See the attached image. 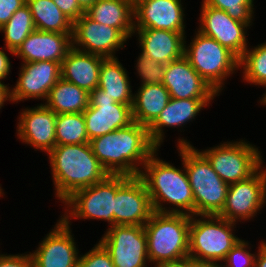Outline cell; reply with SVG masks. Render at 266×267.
Masks as SVG:
<instances>
[{
    "label": "cell",
    "mask_w": 266,
    "mask_h": 267,
    "mask_svg": "<svg viewBox=\"0 0 266 267\" xmlns=\"http://www.w3.org/2000/svg\"><path fill=\"white\" fill-rule=\"evenodd\" d=\"M128 39L116 28L99 24L85 13L73 23L72 47L104 58H115Z\"/></svg>",
    "instance_id": "5bb4252c"
},
{
    "label": "cell",
    "mask_w": 266,
    "mask_h": 267,
    "mask_svg": "<svg viewBox=\"0 0 266 267\" xmlns=\"http://www.w3.org/2000/svg\"><path fill=\"white\" fill-rule=\"evenodd\" d=\"M257 252L254 267H266V249L261 246V242Z\"/></svg>",
    "instance_id": "7bdbcfd3"
},
{
    "label": "cell",
    "mask_w": 266,
    "mask_h": 267,
    "mask_svg": "<svg viewBox=\"0 0 266 267\" xmlns=\"http://www.w3.org/2000/svg\"><path fill=\"white\" fill-rule=\"evenodd\" d=\"M162 84L171 98L214 99L219 94L191 66L183 55L166 65Z\"/></svg>",
    "instance_id": "d6986e66"
},
{
    "label": "cell",
    "mask_w": 266,
    "mask_h": 267,
    "mask_svg": "<svg viewBox=\"0 0 266 267\" xmlns=\"http://www.w3.org/2000/svg\"><path fill=\"white\" fill-rule=\"evenodd\" d=\"M139 54L135 68L141 78L140 86L144 84H161L165 75L166 65L159 63L142 52Z\"/></svg>",
    "instance_id": "836d02e7"
},
{
    "label": "cell",
    "mask_w": 266,
    "mask_h": 267,
    "mask_svg": "<svg viewBox=\"0 0 266 267\" xmlns=\"http://www.w3.org/2000/svg\"><path fill=\"white\" fill-rule=\"evenodd\" d=\"M206 5L224 10L232 19L252 26L254 0H202Z\"/></svg>",
    "instance_id": "d6a6232c"
},
{
    "label": "cell",
    "mask_w": 266,
    "mask_h": 267,
    "mask_svg": "<svg viewBox=\"0 0 266 267\" xmlns=\"http://www.w3.org/2000/svg\"><path fill=\"white\" fill-rule=\"evenodd\" d=\"M200 13L198 20L200 25L197 31L215 39L240 59L248 48L246 35L250 26L232 19L224 10L213 8L204 2Z\"/></svg>",
    "instance_id": "2e32d148"
},
{
    "label": "cell",
    "mask_w": 266,
    "mask_h": 267,
    "mask_svg": "<svg viewBox=\"0 0 266 267\" xmlns=\"http://www.w3.org/2000/svg\"><path fill=\"white\" fill-rule=\"evenodd\" d=\"M114 226H144L154 212L150 196L139 176L117 175Z\"/></svg>",
    "instance_id": "7c38bea8"
},
{
    "label": "cell",
    "mask_w": 266,
    "mask_h": 267,
    "mask_svg": "<svg viewBox=\"0 0 266 267\" xmlns=\"http://www.w3.org/2000/svg\"><path fill=\"white\" fill-rule=\"evenodd\" d=\"M93 154L110 175L139 176L143 165L158 149L148 129L137 122L89 142Z\"/></svg>",
    "instance_id": "6da1fadb"
},
{
    "label": "cell",
    "mask_w": 266,
    "mask_h": 267,
    "mask_svg": "<svg viewBox=\"0 0 266 267\" xmlns=\"http://www.w3.org/2000/svg\"><path fill=\"white\" fill-rule=\"evenodd\" d=\"M262 97L263 98L260 99V102L259 103H260V105L263 104V106H265L266 105V91H265V93H263Z\"/></svg>",
    "instance_id": "bcb514c9"
},
{
    "label": "cell",
    "mask_w": 266,
    "mask_h": 267,
    "mask_svg": "<svg viewBox=\"0 0 266 267\" xmlns=\"http://www.w3.org/2000/svg\"><path fill=\"white\" fill-rule=\"evenodd\" d=\"M11 72V62L4 52V47L0 49V81L2 82L6 77L10 75Z\"/></svg>",
    "instance_id": "ab89813d"
},
{
    "label": "cell",
    "mask_w": 266,
    "mask_h": 267,
    "mask_svg": "<svg viewBox=\"0 0 266 267\" xmlns=\"http://www.w3.org/2000/svg\"><path fill=\"white\" fill-rule=\"evenodd\" d=\"M32 14L27 4L15 11L11 18L0 27L4 33L5 49L12 55L21 43L35 30Z\"/></svg>",
    "instance_id": "f546056e"
},
{
    "label": "cell",
    "mask_w": 266,
    "mask_h": 267,
    "mask_svg": "<svg viewBox=\"0 0 266 267\" xmlns=\"http://www.w3.org/2000/svg\"><path fill=\"white\" fill-rule=\"evenodd\" d=\"M55 197L63 203L75 191L104 180L109 174L89 143L57 145L48 154Z\"/></svg>",
    "instance_id": "3957f363"
},
{
    "label": "cell",
    "mask_w": 266,
    "mask_h": 267,
    "mask_svg": "<svg viewBox=\"0 0 266 267\" xmlns=\"http://www.w3.org/2000/svg\"><path fill=\"white\" fill-rule=\"evenodd\" d=\"M85 14L99 24L118 29L127 39L133 36V0H97Z\"/></svg>",
    "instance_id": "d4e9b609"
},
{
    "label": "cell",
    "mask_w": 266,
    "mask_h": 267,
    "mask_svg": "<svg viewBox=\"0 0 266 267\" xmlns=\"http://www.w3.org/2000/svg\"><path fill=\"white\" fill-rule=\"evenodd\" d=\"M254 48V49H253ZM243 81L266 87V42L247 48L239 60Z\"/></svg>",
    "instance_id": "1f68e13d"
},
{
    "label": "cell",
    "mask_w": 266,
    "mask_h": 267,
    "mask_svg": "<svg viewBox=\"0 0 266 267\" xmlns=\"http://www.w3.org/2000/svg\"><path fill=\"white\" fill-rule=\"evenodd\" d=\"M9 85L4 84V82L0 81V109L4 107V102L11 100V87H8Z\"/></svg>",
    "instance_id": "b9f144b4"
},
{
    "label": "cell",
    "mask_w": 266,
    "mask_h": 267,
    "mask_svg": "<svg viewBox=\"0 0 266 267\" xmlns=\"http://www.w3.org/2000/svg\"><path fill=\"white\" fill-rule=\"evenodd\" d=\"M157 267H193V258L188 255L177 260L162 263Z\"/></svg>",
    "instance_id": "60d3db41"
},
{
    "label": "cell",
    "mask_w": 266,
    "mask_h": 267,
    "mask_svg": "<svg viewBox=\"0 0 266 267\" xmlns=\"http://www.w3.org/2000/svg\"><path fill=\"white\" fill-rule=\"evenodd\" d=\"M213 99H176L170 98L169 103L161 111L157 119L147 128L151 142L159 149L164 142V128H182L192 122L201 109L210 105Z\"/></svg>",
    "instance_id": "7402d4cb"
},
{
    "label": "cell",
    "mask_w": 266,
    "mask_h": 267,
    "mask_svg": "<svg viewBox=\"0 0 266 267\" xmlns=\"http://www.w3.org/2000/svg\"><path fill=\"white\" fill-rule=\"evenodd\" d=\"M138 34L140 50L143 54L159 63H168L184 55V40L186 32H173L154 28H134Z\"/></svg>",
    "instance_id": "603a6c76"
},
{
    "label": "cell",
    "mask_w": 266,
    "mask_h": 267,
    "mask_svg": "<svg viewBox=\"0 0 266 267\" xmlns=\"http://www.w3.org/2000/svg\"><path fill=\"white\" fill-rule=\"evenodd\" d=\"M265 204L266 167L263 165L250 178L229 184L225 205L218 216L235 223L247 221L257 216Z\"/></svg>",
    "instance_id": "30bf717a"
},
{
    "label": "cell",
    "mask_w": 266,
    "mask_h": 267,
    "mask_svg": "<svg viewBox=\"0 0 266 267\" xmlns=\"http://www.w3.org/2000/svg\"><path fill=\"white\" fill-rule=\"evenodd\" d=\"M193 267H222L219 263L198 262L193 259Z\"/></svg>",
    "instance_id": "f6af8a7d"
},
{
    "label": "cell",
    "mask_w": 266,
    "mask_h": 267,
    "mask_svg": "<svg viewBox=\"0 0 266 267\" xmlns=\"http://www.w3.org/2000/svg\"><path fill=\"white\" fill-rule=\"evenodd\" d=\"M58 8L74 23L85 12L77 0H53Z\"/></svg>",
    "instance_id": "74e56055"
},
{
    "label": "cell",
    "mask_w": 266,
    "mask_h": 267,
    "mask_svg": "<svg viewBox=\"0 0 266 267\" xmlns=\"http://www.w3.org/2000/svg\"><path fill=\"white\" fill-rule=\"evenodd\" d=\"M89 142L83 113L57 114L56 146Z\"/></svg>",
    "instance_id": "4dcf8cb0"
},
{
    "label": "cell",
    "mask_w": 266,
    "mask_h": 267,
    "mask_svg": "<svg viewBox=\"0 0 266 267\" xmlns=\"http://www.w3.org/2000/svg\"><path fill=\"white\" fill-rule=\"evenodd\" d=\"M72 48V34L48 32L35 29L21 43L13 56L23 63L53 61L62 63Z\"/></svg>",
    "instance_id": "44dd1931"
},
{
    "label": "cell",
    "mask_w": 266,
    "mask_h": 267,
    "mask_svg": "<svg viewBox=\"0 0 266 267\" xmlns=\"http://www.w3.org/2000/svg\"><path fill=\"white\" fill-rule=\"evenodd\" d=\"M261 246L264 248V249H266V241L264 240V241H261Z\"/></svg>",
    "instance_id": "7dc6e473"
},
{
    "label": "cell",
    "mask_w": 266,
    "mask_h": 267,
    "mask_svg": "<svg viewBox=\"0 0 266 267\" xmlns=\"http://www.w3.org/2000/svg\"><path fill=\"white\" fill-rule=\"evenodd\" d=\"M35 28L41 31L72 34L73 22L53 0H26Z\"/></svg>",
    "instance_id": "f1b7e54d"
},
{
    "label": "cell",
    "mask_w": 266,
    "mask_h": 267,
    "mask_svg": "<svg viewBox=\"0 0 266 267\" xmlns=\"http://www.w3.org/2000/svg\"><path fill=\"white\" fill-rule=\"evenodd\" d=\"M168 90L161 84H144L133 94V120L147 128L170 101Z\"/></svg>",
    "instance_id": "484cf974"
},
{
    "label": "cell",
    "mask_w": 266,
    "mask_h": 267,
    "mask_svg": "<svg viewBox=\"0 0 266 267\" xmlns=\"http://www.w3.org/2000/svg\"><path fill=\"white\" fill-rule=\"evenodd\" d=\"M248 240L240 239L232 247V249L227 253L224 264L222 267H254L256 254L250 253V248ZM249 249V250H248Z\"/></svg>",
    "instance_id": "e575fe53"
},
{
    "label": "cell",
    "mask_w": 266,
    "mask_h": 267,
    "mask_svg": "<svg viewBox=\"0 0 266 267\" xmlns=\"http://www.w3.org/2000/svg\"><path fill=\"white\" fill-rule=\"evenodd\" d=\"M184 40V56L197 73L221 93L224 81L239 70V58L215 39L196 31L190 44Z\"/></svg>",
    "instance_id": "52a82bcc"
},
{
    "label": "cell",
    "mask_w": 266,
    "mask_h": 267,
    "mask_svg": "<svg viewBox=\"0 0 266 267\" xmlns=\"http://www.w3.org/2000/svg\"><path fill=\"white\" fill-rule=\"evenodd\" d=\"M127 72L117 57L104 58L100 67L98 87L115 102L132 105L133 92Z\"/></svg>",
    "instance_id": "4316f807"
},
{
    "label": "cell",
    "mask_w": 266,
    "mask_h": 267,
    "mask_svg": "<svg viewBox=\"0 0 266 267\" xmlns=\"http://www.w3.org/2000/svg\"><path fill=\"white\" fill-rule=\"evenodd\" d=\"M0 267H33V258L31 252L29 254L7 255L0 254Z\"/></svg>",
    "instance_id": "8d00e7d4"
},
{
    "label": "cell",
    "mask_w": 266,
    "mask_h": 267,
    "mask_svg": "<svg viewBox=\"0 0 266 267\" xmlns=\"http://www.w3.org/2000/svg\"><path fill=\"white\" fill-rule=\"evenodd\" d=\"M78 267H114V264L109 252L98 242L89 252L80 254Z\"/></svg>",
    "instance_id": "d590c367"
},
{
    "label": "cell",
    "mask_w": 266,
    "mask_h": 267,
    "mask_svg": "<svg viewBox=\"0 0 266 267\" xmlns=\"http://www.w3.org/2000/svg\"><path fill=\"white\" fill-rule=\"evenodd\" d=\"M181 0H135L134 28H154L185 32Z\"/></svg>",
    "instance_id": "ffe728a7"
},
{
    "label": "cell",
    "mask_w": 266,
    "mask_h": 267,
    "mask_svg": "<svg viewBox=\"0 0 266 267\" xmlns=\"http://www.w3.org/2000/svg\"><path fill=\"white\" fill-rule=\"evenodd\" d=\"M255 146L240 139L223 142L200 152L219 177L225 183L232 184L250 178L263 166L262 152Z\"/></svg>",
    "instance_id": "ba28073f"
},
{
    "label": "cell",
    "mask_w": 266,
    "mask_h": 267,
    "mask_svg": "<svg viewBox=\"0 0 266 267\" xmlns=\"http://www.w3.org/2000/svg\"><path fill=\"white\" fill-rule=\"evenodd\" d=\"M44 104L56 114L83 113L89 106V93L60 78Z\"/></svg>",
    "instance_id": "83f0119b"
},
{
    "label": "cell",
    "mask_w": 266,
    "mask_h": 267,
    "mask_svg": "<svg viewBox=\"0 0 266 267\" xmlns=\"http://www.w3.org/2000/svg\"><path fill=\"white\" fill-rule=\"evenodd\" d=\"M177 148L192 188L194 215H218L225 205L229 184L187 139H178Z\"/></svg>",
    "instance_id": "277c9868"
},
{
    "label": "cell",
    "mask_w": 266,
    "mask_h": 267,
    "mask_svg": "<svg viewBox=\"0 0 266 267\" xmlns=\"http://www.w3.org/2000/svg\"><path fill=\"white\" fill-rule=\"evenodd\" d=\"M157 149L143 165L139 177L150 196L153 210L159 213L194 215V197L188 175L182 161V169L163 161ZM163 203L170 204L164 207Z\"/></svg>",
    "instance_id": "7a4b0ae2"
},
{
    "label": "cell",
    "mask_w": 266,
    "mask_h": 267,
    "mask_svg": "<svg viewBox=\"0 0 266 267\" xmlns=\"http://www.w3.org/2000/svg\"><path fill=\"white\" fill-rule=\"evenodd\" d=\"M99 242L111 255L114 267H147L149 263L144 226L115 225L106 229Z\"/></svg>",
    "instance_id": "8fae6325"
},
{
    "label": "cell",
    "mask_w": 266,
    "mask_h": 267,
    "mask_svg": "<svg viewBox=\"0 0 266 267\" xmlns=\"http://www.w3.org/2000/svg\"><path fill=\"white\" fill-rule=\"evenodd\" d=\"M103 59L72 47L61 63V78L90 93L98 87Z\"/></svg>",
    "instance_id": "cb8c5ba5"
},
{
    "label": "cell",
    "mask_w": 266,
    "mask_h": 267,
    "mask_svg": "<svg viewBox=\"0 0 266 267\" xmlns=\"http://www.w3.org/2000/svg\"><path fill=\"white\" fill-rule=\"evenodd\" d=\"M56 116L44 103L22 109L16 127L17 137L32 148L48 154L56 146Z\"/></svg>",
    "instance_id": "ac0fdd59"
},
{
    "label": "cell",
    "mask_w": 266,
    "mask_h": 267,
    "mask_svg": "<svg viewBox=\"0 0 266 267\" xmlns=\"http://www.w3.org/2000/svg\"><path fill=\"white\" fill-rule=\"evenodd\" d=\"M83 116L89 141L134 122L132 105L115 102L99 87L89 93V106Z\"/></svg>",
    "instance_id": "4fadbf2b"
},
{
    "label": "cell",
    "mask_w": 266,
    "mask_h": 267,
    "mask_svg": "<svg viewBox=\"0 0 266 267\" xmlns=\"http://www.w3.org/2000/svg\"><path fill=\"white\" fill-rule=\"evenodd\" d=\"M70 226L71 221L57 220L54 229L31 253L33 267H78L80 253Z\"/></svg>",
    "instance_id": "9a60e30c"
},
{
    "label": "cell",
    "mask_w": 266,
    "mask_h": 267,
    "mask_svg": "<svg viewBox=\"0 0 266 267\" xmlns=\"http://www.w3.org/2000/svg\"><path fill=\"white\" fill-rule=\"evenodd\" d=\"M190 216L153 212L144 225L149 262L162 263L189 255Z\"/></svg>",
    "instance_id": "5b68a950"
},
{
    "label": "cell",
    "mask_w": 266,
    "mask_h": 267,
    "mask_svg": "<svg viewBox=\"0 0 266 267\" xmlns=\"http://www.w3.org/2000/svg\"><path fill=\"white\" fill-rule=\"evenodd\" d=\"M26 4V0H0V27H2L15 13Z\"/></svg>",
    "instance_id": "f35d334b"
},
{
    "label": "cell",
    "mask_w": 266,
    "mask_h": 267,
    "mask_svg": "<svg viewBox=\"0 0 266 267\" xmlns=\"http://www.w3.org/2000/svg\"><path fill=\"white\" fill-rule=\"evenodd\" d=\"M80 8L86 12L97 0H77Z\"/></svg>",
    "instance_id": "ee69618b"
},
{
    "label": "cell",
    "mask_w": 266,
    "mask_h": 267,
    "mask_svg": "<svg viewBox=\"0 0 266 267\" xmlns=\"http://www.w3.org/2000/svg\"><path fill=\"white\" fill-rule=\"evenodd\" d=\"M236 224L218 215L190 216L189 256L198 262L222 264L240 240L234 234Z\"/></svg>",
    "instance_id": "8992f818"
},
{
    "label": "cell",
    "mask_w": 266,
    "mask_h": 267,
    "mask_svg": "<svg viewBox=\"0 0 266 267\" xmlns=\"http://www.w3.org/2000/svg\"><path fill=\"white\" fill-rule=\"evenodd\" d=\"M117 192V175H108L104 180L92 186L79 189L68 197L61 219L70 222L71 219H99L107 221L109 227L114 226V197ZM67 208V209H66Z\"/></svg>",
    "instance_id": "9c48e42d"
},
{
    "label": "cell",
    "mask_w": 266,
    "mask_h": 267,
    "mask_svg": "<svg viewBox=\"0 0 266 267\" xmlns=\"http://www.w3.org/2000/svg\"><path fill=\"white\" fill-rule=\"evenodd\" d=\"M61 78V63L37 61L22 63L19 77L11 89L12 103L30 99L46 101L50 89Z\"/></svg>",
    "instance_id": "e0dca14e"
}]
</instances>
